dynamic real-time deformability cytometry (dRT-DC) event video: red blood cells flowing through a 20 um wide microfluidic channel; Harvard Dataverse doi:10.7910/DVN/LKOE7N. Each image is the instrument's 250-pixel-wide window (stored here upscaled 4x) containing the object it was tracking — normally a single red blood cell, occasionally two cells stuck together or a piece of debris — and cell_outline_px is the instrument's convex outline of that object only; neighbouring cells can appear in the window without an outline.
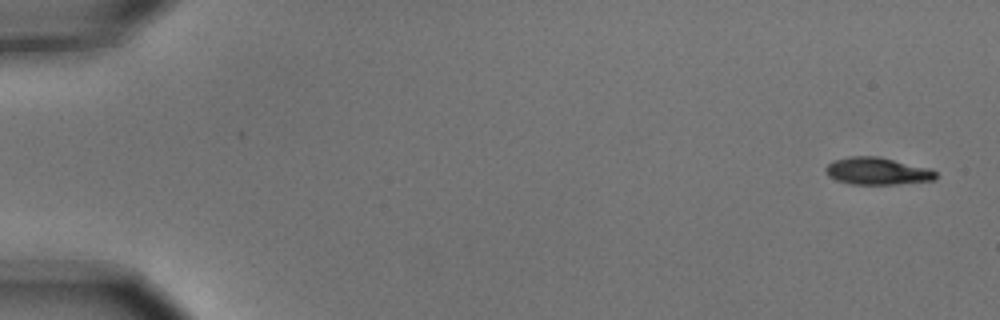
{"species": "common noctule bat (a hibernating species)", "species_latin": "Nyctalus noctula", "temperature_condition": "cold", "stored_images_in_passage": 6, "camera_frame_rate_fps": 3000, "um_per_image_px": 0.085, "animal": {"sex": "male", "body_mass_g": 15.6}, "frame": {"image": 1, "passage_image": 1, "time_ms": 0.0, "image_size_px": [1000, 320], "cell_outline_px": [[936, 180], [896, 184], [848, 184], [836, 180], [828, 176], [824, 172], [824, 168], [832, 160], [848, 156], [876, 156], [932, 168], [936, 172]], "centroid_in_image_um": [74.54, 14.54], "position_along_channel_um": 10.5, "area_um2": 17.74}}
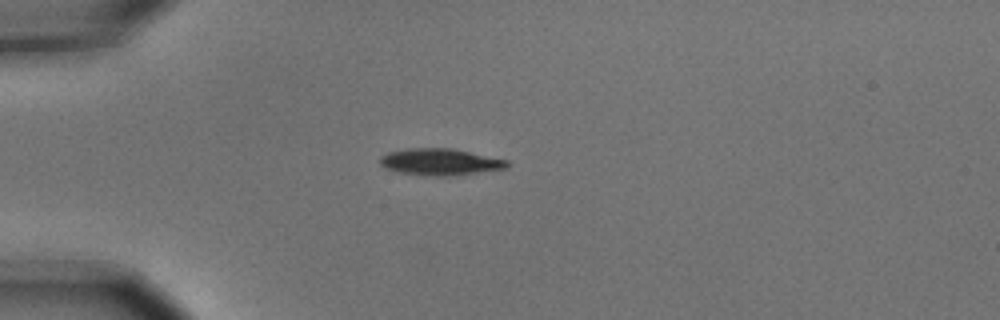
{"frame": {"image": 2, "passage_image": 4, "time_ms": 1.0, "image_size_px": [1000, 320], "cell_outline_px": [[512, 164], [508, 168], [452, 176], [432, 176], [396, 172], [384, 168], [380, 164], [380, 156], [388, 152], [408, 148], [452, 148], [508, 160]], "centroid_in_image_um": [37.42, 13.76], "position_along_channel_um": 47.6, "area_um2": 20.0}}
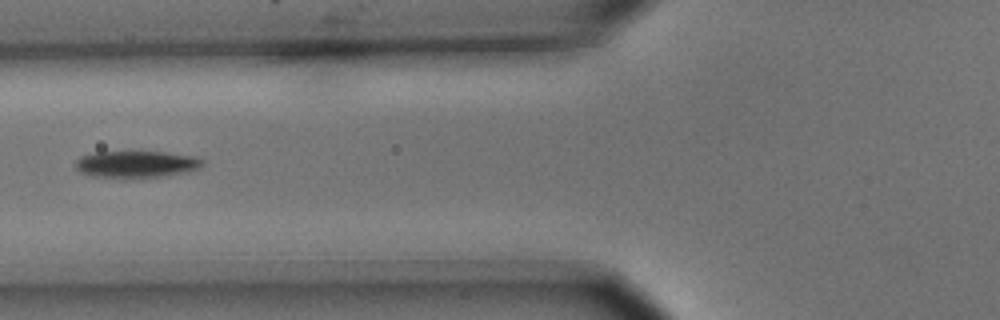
{"frame": {"image": 3, "passage_image": 6, "time_ms": 1.667, "image_size_px": [1000, 320], "cell_outline_px": [[204, 164], [200, 168], [164, 176], [124, 180], [88, 176], [80, 172], [76, 168], [76, 160], [80, 156], [96, 152], [164, 152], [196, 156], [204, 160]], "centroid_in_image_um": [11.55, 13.99], "position_along_channel_um": 114.3, "area_um2": 20.46}}